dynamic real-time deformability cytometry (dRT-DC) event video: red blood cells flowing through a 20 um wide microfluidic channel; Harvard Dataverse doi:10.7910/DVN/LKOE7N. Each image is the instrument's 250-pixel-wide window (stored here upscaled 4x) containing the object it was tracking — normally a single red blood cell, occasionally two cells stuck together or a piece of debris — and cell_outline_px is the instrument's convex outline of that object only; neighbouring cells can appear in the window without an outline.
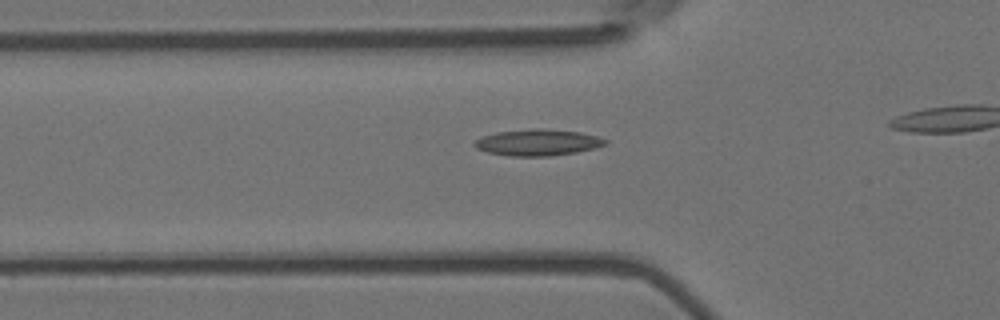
{"species": "Egyptian fruit bat (a non-hibernating species)", "species_latin": "Rousettus aegyptiacus", "temperature_condition": "room temperature", "stored_images_in_passage": 35, "camera_frame_rate_fps": 3000, "um_per_image_px": 0.085, "animal": {"sex": "female"}, "frame": {"image": 1, "passage_image": 9, "time_ms": 2.667, "image_size_px": [1000, 320], "cell_outline_px": [[608, 144], [596, 148], [576, 152], [548, 156], [508, 156], [488, 152], [476, 148], [472, 144], [480, 136], [496, 132], [532, 128], [540, 128], [580, 132], [596, 136], [608, 140]], "centroid_in_image_um": [45.7, 12.1], "position_along_channel_um": 80.1, "area_um2": 20.23}}
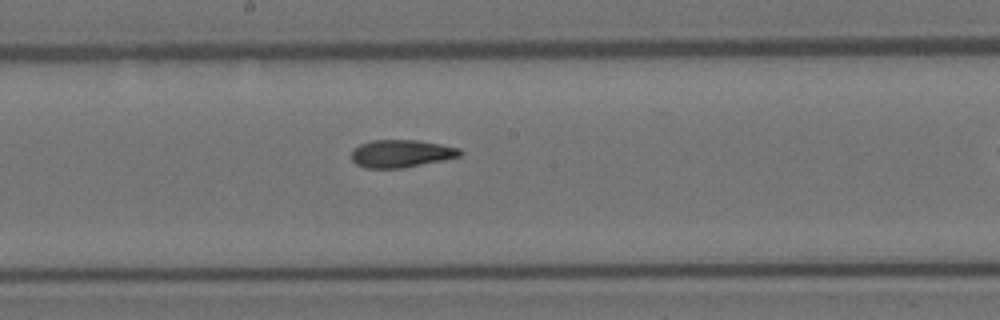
{"frame": {"image": 2, "passage_image": 20, "time_ms": 6.333, "image_size_px": [1000, 320], "cell_outline_px": [[464, 152], [460, 156], [444, 160], [404, 168], [364, 168], [356, 164], [352, 160], [352, 152], [360, 144], [372, 140], [420, 140], [460, 148]], "centroid_in_image_um": [34.13, 13.05], "position_along_channel_um": 214.1, "area_um2": 17.57}}
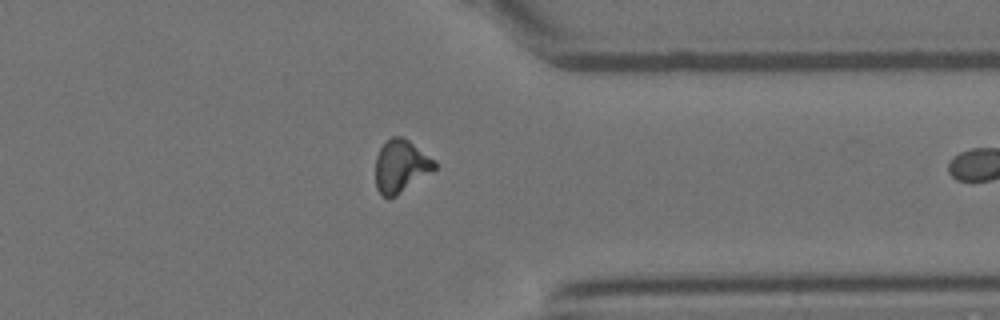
{"frame": {"image": 3, "passage_image": 34, "time_ms": 11.0, "image_size_px": [1000, 320], "cell_outline_px": [[436, 168], [396, 196], [388, 200], [376, 188], [376, 156], [380, 148], [392, 136], [404, 136], [436, 160]], "centroid_in_image_um": [34.07, 14.11], "position_along_channel_um": 377.3, "area_um2": 18.15}}